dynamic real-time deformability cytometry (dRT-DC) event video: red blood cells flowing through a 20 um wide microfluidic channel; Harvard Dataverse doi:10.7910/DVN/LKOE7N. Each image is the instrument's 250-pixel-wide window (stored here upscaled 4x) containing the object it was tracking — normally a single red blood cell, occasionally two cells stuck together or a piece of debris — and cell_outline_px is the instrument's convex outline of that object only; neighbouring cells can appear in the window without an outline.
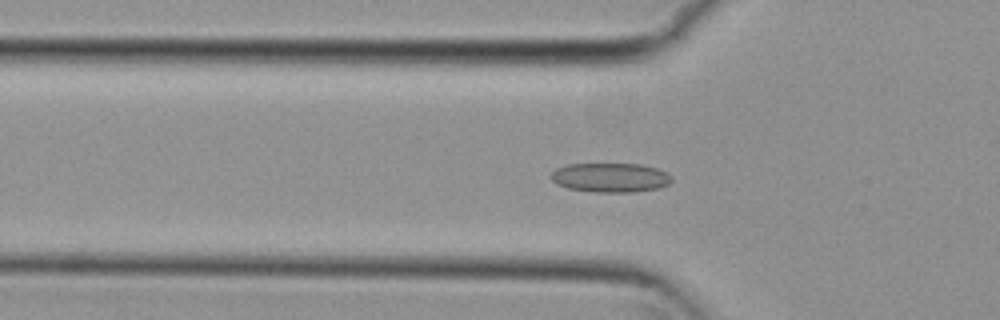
{"species": "common noctule bat (a hibernating species)", "species_latin": "Nyctalus noctula", "temperature_condition": "cold", "stored_images_in_passage": 40, "camera_frame_rate_fps": 3000, "um_per_image_px": 0.085, "animal": {"sex": "female", "body_mass_g": 29.2, "forearm_length_mm": 56.3}, "frame": {"image": 1, "passage_image": 4, "time_ms": 1.0, "image_size_px": [1000, 320], "cell_outline_px": [[672, 180], [668, 184], [660, 188], [632, 192], [592, 192], [568, 188], [556, 184], [552, 180], [552, 172], [556, 168], [568, 164], [640, 164], [656, 168], [668, 172], [672, 176]], "centroid_in_image_um": [51.91, 15.09], "position_along_channel_um": 73.9, "area_um2": 20.69}}
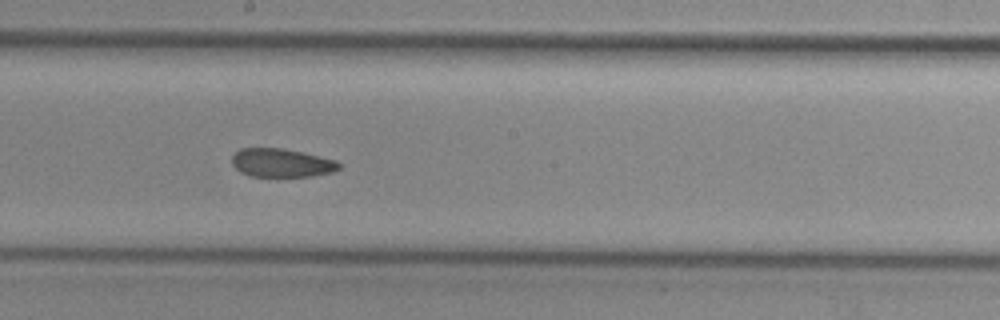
{"frame": {"image": 2, "passage_image": 16, "time_ms": 5.0, "image_size_px": [1000, 320], "cell_outline_px": [[344, 164], [340, 168], [332, 172], [312, 176], [276, 180], [248, 176], [240, 172], [232, 164], [232, 156], [240, 148], [284, 148], [336, 160]], "centroid_in_image_um": [23.93, 13.9], "position_along_channel_um": 224.3, "area_um2": 18.79}}
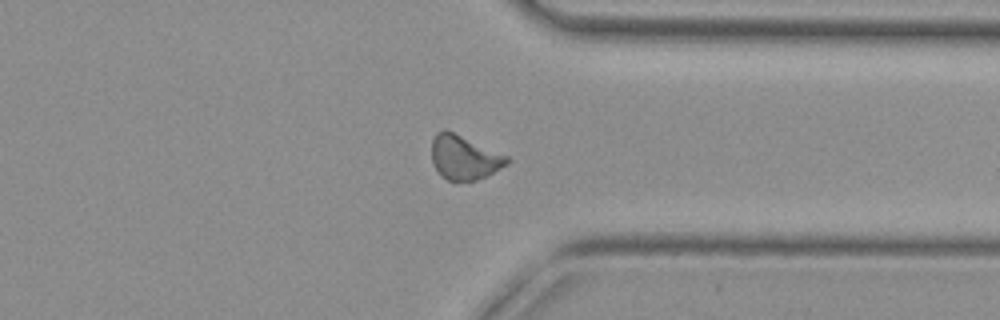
{"frame": {"image": 3, "passage_image": 28, "time_ms": 9.0, "image_size_px": [1000, 320], "cell_outline_px": [[508, 164], [476, 180], [448, 180], [440, 176], [432, 164], [432, 140], [436, 132], [444, 128], [508, 156]], "centroid_in_image_um": [39.4, 13.37], "position_along_channel_um": 372.0, "area_um2": 19.19}}